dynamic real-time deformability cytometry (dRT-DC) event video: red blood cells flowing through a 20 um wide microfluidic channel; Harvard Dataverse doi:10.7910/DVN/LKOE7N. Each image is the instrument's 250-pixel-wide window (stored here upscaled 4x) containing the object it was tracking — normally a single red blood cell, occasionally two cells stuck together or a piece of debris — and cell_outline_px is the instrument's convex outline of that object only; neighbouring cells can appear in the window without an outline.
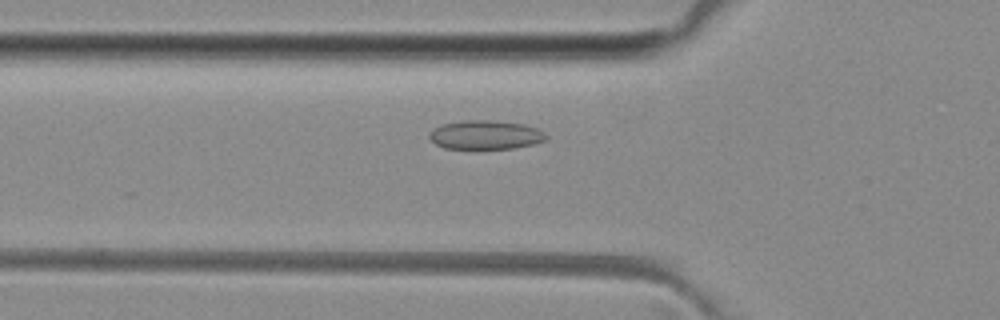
{"species": "common noctule bat (a hibernating species)", "species_latin": "Nyctalus noctula", "temperature_condition": "room temperature", "stored_images_in_passage": 27, "camera_frame_rate_fps": 3000, "um_per_image_px": 0.085, "animal": {"sex": "female", "body_mass_g": 29.2, "forearm_length_mm": 56.3}, "frame": {"image": 1, "passage_image": 18, "time_ms": 5.667, "image_size_px": [1000, 320], "cell_outline_px": [[548, 136], [544, 140], [536, 144], [512, 148], [444, 148], [436, 144], [428, 136], [432, 128], [440, 124], [460, 120], [492, 120], [524, 124], [536, 128], [544, 132]], "centroid_in_image_um": [41.25, 11.45], "position_along_channel_um": 84.6, "area_um2": 19.77}}
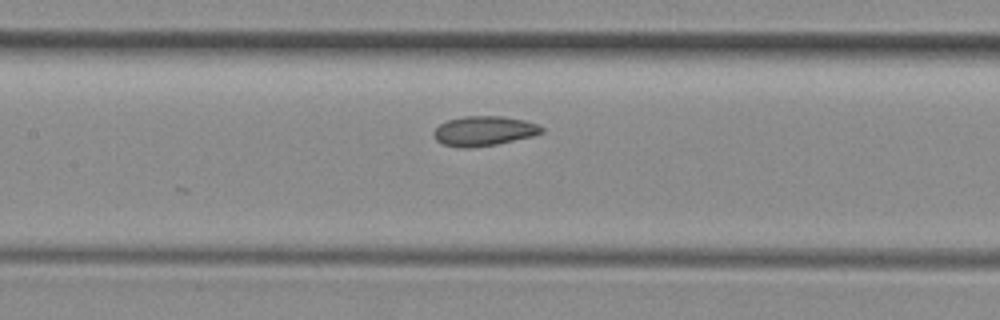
{"frame": {"image": 2, "passage_image": 24, "time_ms": 7.667, "image_size_px": [1000, 320], "cell_outline_px": [[544, 132], [532, 136], [496, 144], [472, 148], [460, 148], [444, 144], [436, 140], [432, 132], [440, 124], [448, 120], [464, 116], [504, 116], [524, 120], [536, 124], [544, 128]], "centroid_in_image_um": [41.13, 11.13], "position_along_channel_um": 166.3, "area_um2": 18.67}}
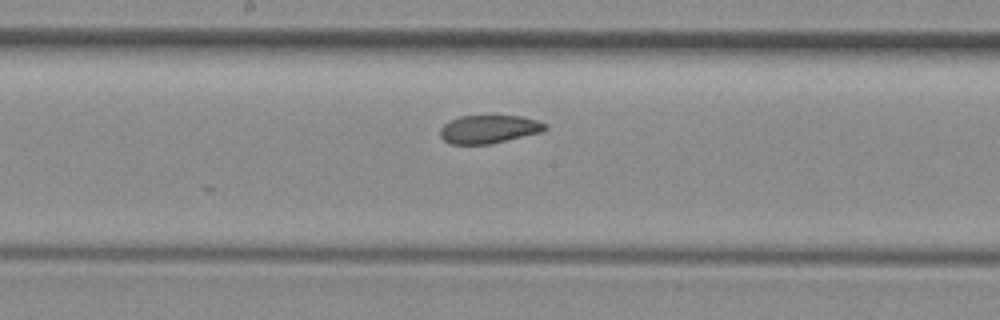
{"frame": {"image": 3, "passage_image": 27, "time_ms": 8.667, "image_size_px": [1000, 320], "cell_outline_px": [[548, 128], [544, 132], [488, 144], [448, 144], [440, 136], [440, 128], [444, 124], [460, 116], [520, 116], [536, 120], [548, 124]], "centroid_in_image_um": [41.58, 10.98], "position_along_channel_um": 206.6, "area_um2": 17.28}}